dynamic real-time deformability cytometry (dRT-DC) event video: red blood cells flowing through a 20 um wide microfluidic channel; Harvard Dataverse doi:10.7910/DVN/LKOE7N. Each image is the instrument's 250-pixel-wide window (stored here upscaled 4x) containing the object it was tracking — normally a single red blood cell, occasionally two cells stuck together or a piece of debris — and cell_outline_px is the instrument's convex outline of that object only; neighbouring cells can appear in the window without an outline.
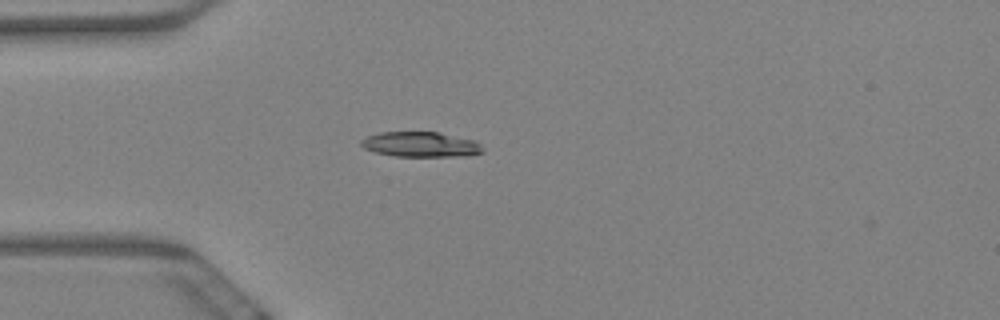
{"species": "Egyptian fruit bat (a non-hibernating species)", "species_latin": "Rousettus aegyptiacus", "temperature_condition": "warm", "stored_images_in_passage": 44, "camera_frame_rate_fps": 3000, "um_per_image_px": 0.085, "animal": {"sex": "female"}, "frame": {"image": 1, "passage_image": 1, "time_ms": 0.0, "image_size_px": [1000, 320], "cell_outline_px": [[484, 152], [468, 156], [396, 156], [376, 152], [364, 148], [360, 144], [360, 140], [368, 136], [380, 132], [440, 132], [472, 140], [480, 144]], "centroid_in_image_um": [35.76, 12.27], "position_along_channel_um": 49.2, "area_um2": 17.69}}
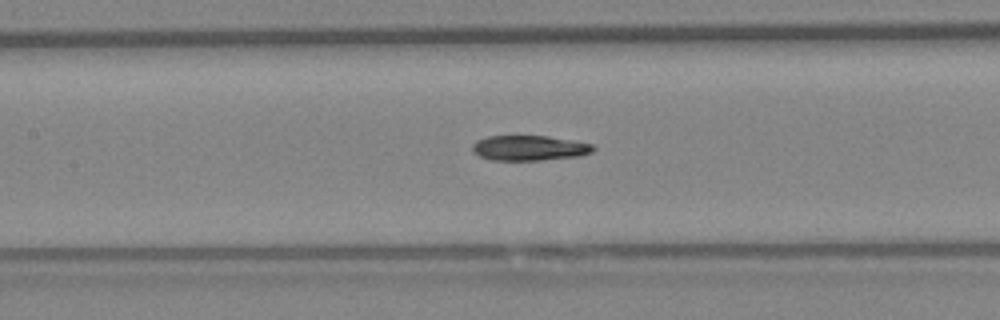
{"frame": {"image": 2, "passage_image": 12, "time_ms": 3.667, "image_size_px": [1000, 320], "cell_outline_px": [[596, 148], [592, 152], [580, 156], [540, 160], [492, 160], [480, 156], [472, 152], [472, 144], [476, 140], [488, 136], [548, 136], [572, 140], [592, 144]], "centroid_in_image_um": [44.98, 12.58], "position_along_channel_um": 162.4, "area_um2": 17.74}}
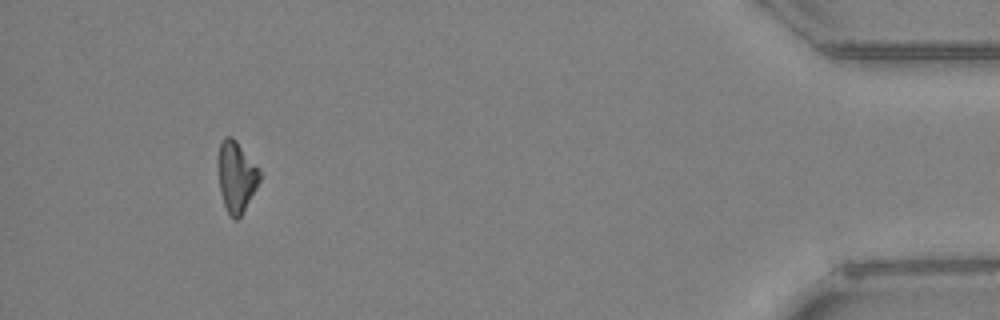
{"frame": {"image": 3, "passage_image": 40, "time_ms": 13.0, "image_size_px": [1000, 320], "cell_outline_px": [[260, 180], [256, 188], [240, 216], [236, 220], [228, 212], [224, 204], [220, 192], [216, 164], [216, 160], [220, 140], [224, 136], [232, 136], [236, 140], [260, 172]], "centroid_in_image_um": [20.02, 14.95], "position_along_channel_um": 415.2, "area_um2": 17.11}, "authors_computed_cell_mechanics": {"area_um2": 18.0336, "velocity_mm_per_s": 3.4201, "shape_relaxation_time_tau1_ms": 9.2643, "shape_relaxation_time_tau2_ms": null, "deformation_change_tau1": 0.1918, "deformation_change_tau2": null}}